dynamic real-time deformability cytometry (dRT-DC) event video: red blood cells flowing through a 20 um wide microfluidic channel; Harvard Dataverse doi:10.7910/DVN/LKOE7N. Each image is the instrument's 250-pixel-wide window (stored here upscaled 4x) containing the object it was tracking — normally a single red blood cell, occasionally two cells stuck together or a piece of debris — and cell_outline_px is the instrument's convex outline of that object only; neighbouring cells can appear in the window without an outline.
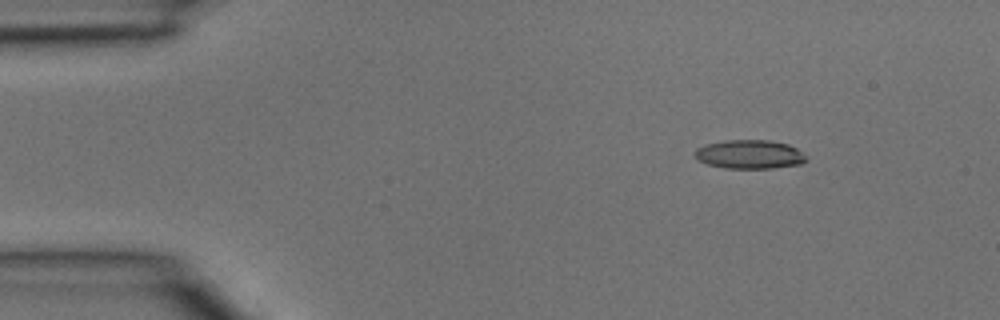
{"species": "common noctule bat (a hibernating species)", "species_latin": "Nyctalus noctula", "temperature_condition": "room temperature", "stored_images_in_passage": 3, "camera_frame_rate_fps": 3000, "um_per_image_px": 0.085, "animal": {"sex": "male", "body_mass_g": 15.6}, "frame": {"image": 1, "passage_image": 1, "time_ms": 0.0, "image_size_px": [1000, 320], "cell_outline_px": [[808, 160], [800, 164], [772, 168], [724, 168], [708, 164], [700, 160], [696, 156], [696, 148], [704, 144], [724, 140], [768, 140], [788, 144], [796, 148], [808, 156]], "centroid_in_image_um": [63.75, 13.11], "position_along_channel_um": 21.3, "area_um2": 18.73}}
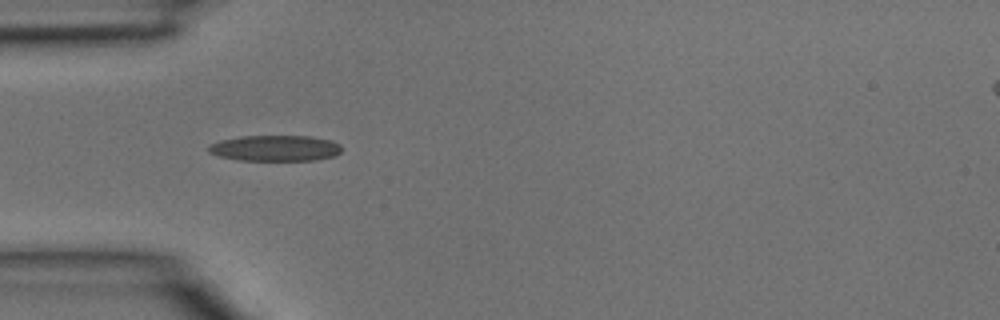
{"frame": {"image": 2, "passage_image": 3, "time_ms": 0.667, "image_size_px": [1000, 320], "cell_outline_px": [[340, 152], [336, 156], [316, 160], [240, 160], [220, 156], [208, 152], [208, 144], [220, 140], [240, 136], [308, 136], [328, 140], [340, 144]], "centroid_in_image_um": [23.37, 12.59], "position_along_channel_um": 61.6, "area_um2": 20.0}}